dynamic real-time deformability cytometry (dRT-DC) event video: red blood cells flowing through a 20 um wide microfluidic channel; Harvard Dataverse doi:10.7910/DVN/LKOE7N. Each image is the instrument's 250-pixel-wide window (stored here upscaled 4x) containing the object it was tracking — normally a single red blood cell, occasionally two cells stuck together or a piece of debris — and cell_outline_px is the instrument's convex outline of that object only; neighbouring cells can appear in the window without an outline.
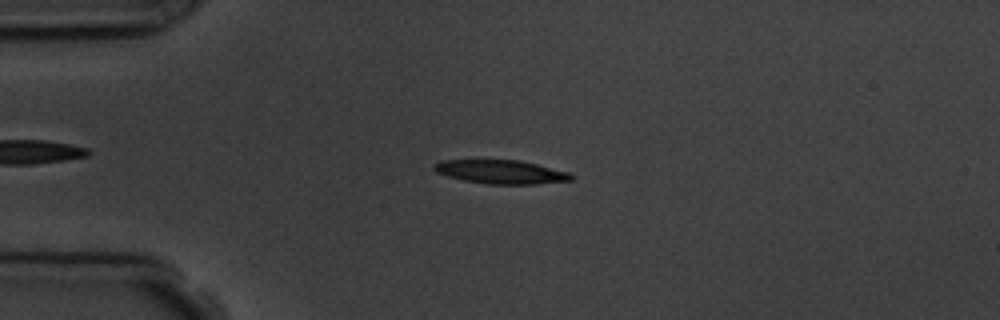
{"species": "common noctule bat (a hibernating species)", "species_latin": "Nyctalus noctula", "temperature_condition": "room temperature", "stored_images_in_passage": 5, "camera_frame_rate_fps": 3000, "um_per_image_px": 0.085, "animal": {"sex": "male", "body_mass_g": 19.5, "forearm_length_mm": 54.6}, "frame": {"image": 1, "passage_image": 4, "time_ms": 4.333, "image_size_px": [1000, 320], "cell_outline_px": [[572, 180], [536, 184], [488, 184], [464, 180], [448, 176], [436, 172], [432, 168], [440, 160], [520, 160], [568, 172], [572, 176]], "centroid_in_image_um": [42.56, 14.61], "position_along_channel_um": 42.4, "area_um2": 18.73}}